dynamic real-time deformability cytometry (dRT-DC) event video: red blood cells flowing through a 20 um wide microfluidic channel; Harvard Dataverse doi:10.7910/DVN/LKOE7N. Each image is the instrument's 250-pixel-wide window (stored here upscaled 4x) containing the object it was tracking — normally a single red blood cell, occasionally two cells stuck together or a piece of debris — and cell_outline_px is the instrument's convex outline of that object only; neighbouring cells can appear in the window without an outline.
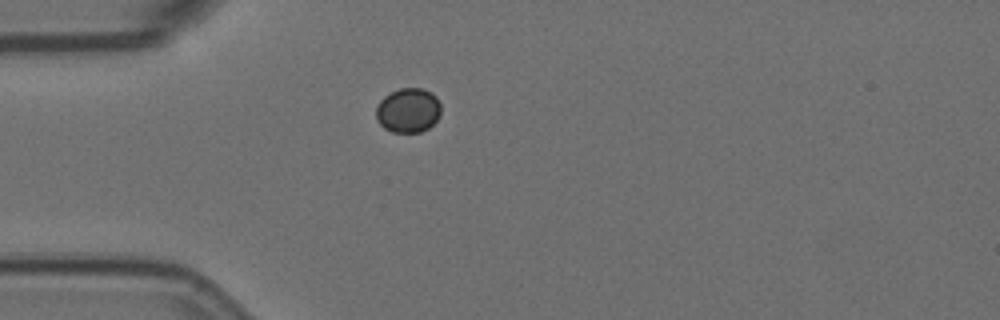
{"species": "Egyptian fruit bat (a non-hibernating species)", "species_latin": "Rousettus aegyptiacus", "temperature_condition": "room temperature", "stored_images_in_passage": 1, "camera_frame_rate_fps": 3000, "um_per_image_px": 0.085, "animal": {"sex": "female"}, "frame": {"image": 1, "passage_image": 1, "time_ms": 0.0, "image_size_px": [1000, 320], "cell_outline_px": [[440, 116], [428, 128], [420, 132], [392, 132], [384, 128], [376, 120], [376, 108], [380, 100], [384, 96], [400, 88], [424, 88], [432, 92], [436, 96], [440, 104]], "centroid_in_image_um": [34.69, 9.37], "position_along_channel_um": 50.3, "area_um2": 16.94}}